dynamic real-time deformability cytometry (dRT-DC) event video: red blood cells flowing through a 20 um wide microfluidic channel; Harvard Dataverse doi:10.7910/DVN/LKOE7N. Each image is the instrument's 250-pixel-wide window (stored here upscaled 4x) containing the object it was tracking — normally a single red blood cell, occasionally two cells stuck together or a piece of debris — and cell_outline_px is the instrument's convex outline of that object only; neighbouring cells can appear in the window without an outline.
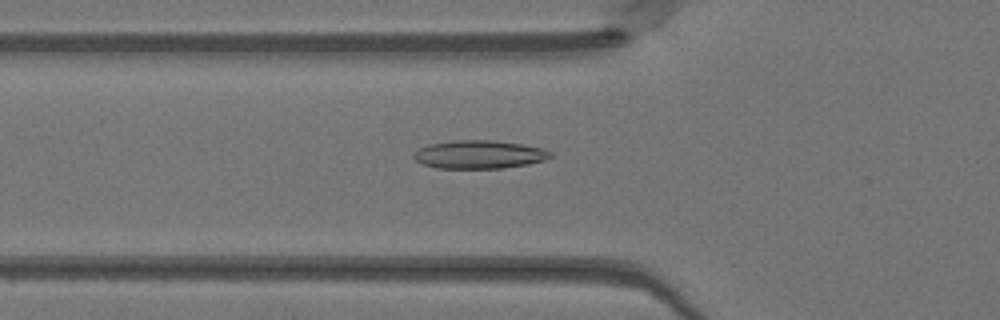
{"species": "Egyptian fruit bat (a non-hibernating species)", "species_latin": "Rousettus aegyptiacus", "temperature_condition": "warm", "stored_images_in_passage": 49, "camera_frame_rate_fps": 3000, "um_per_image_px": 0.085, "animal": {"sex": "female"}, "frame": {"image": 1, "passage_image": 17, "time_ms": 5.333, "image_size_px": [1000, 320], "cell_outline_px": [[552, 156], [544, 160], [528, 164], [504, 168], [436, 168], [424, 164], [416, 160], [412, 156], [412, 152], [428, 144], [456, 140], [492, 140], [524, 144], [544, 148], [552, 152]], "centroid_in_image_um": [40.74, 13.12], "position_along_channel_um": 85.1, "area_um2": 22.66}}
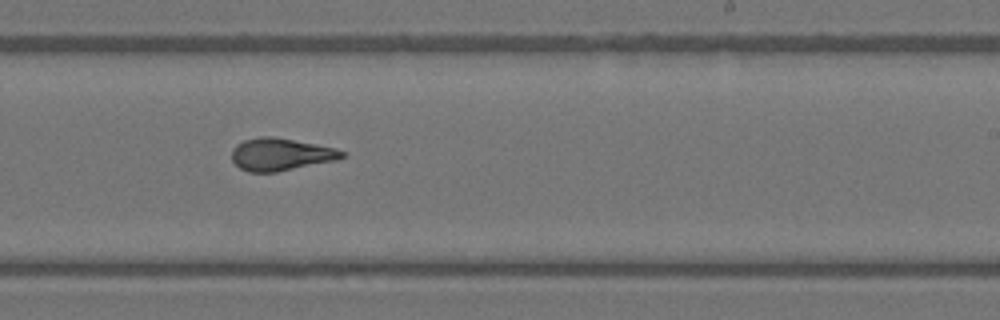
{"frame": {"image": 2, "passage_image": 30, "time_ms": 9.667, "image_size_px": [1000, 320], "cell_outline_px": [[344, 156], [336, 160], [276, 172], [248, 172], [240, 168], [232, 160], [232, 148], [236, 144], [244, 140], [260, 136], [272, 136], [316, 144], [336, 148], [344, 152]], "centroid_in_image_um": [23.83, 13.12], "position_along_channel_um": 265.2, "area_um2": 20.75}}
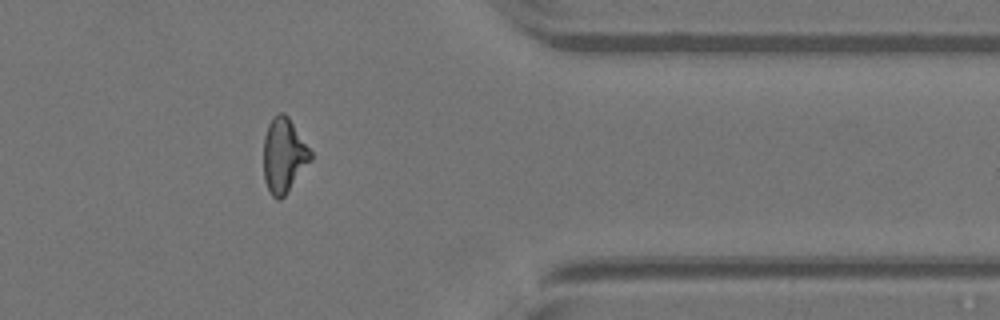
{"frame": {"image": 3, "passage_image": 40, "time_ms": 13.0, "image_size_px": [1000, 320], "cell_outline_px": [[312, 160], [284, 196], [280, 200], [276, 200], [272, 196], [264, 180], [264, 136], [268, 124], [272, 116], [280, 112], [284, 112], [288, 116], [312, 152]], "centroid_in_image_um": [24.12, 13.2], "position_along_channel_um": 387.3, "area_um2": 20.52}, "authors_computed_cell_mechanics": {"area_um2": 20.9814, "velocity_mm_per_s": 4.1422, "shape_relaxation_time_tau1_ms": null, "shape_relaxation_time_tau2_ms": 1.3974, "deformation_change_tau1": null, "deformation_change_tau2": 0.093}}